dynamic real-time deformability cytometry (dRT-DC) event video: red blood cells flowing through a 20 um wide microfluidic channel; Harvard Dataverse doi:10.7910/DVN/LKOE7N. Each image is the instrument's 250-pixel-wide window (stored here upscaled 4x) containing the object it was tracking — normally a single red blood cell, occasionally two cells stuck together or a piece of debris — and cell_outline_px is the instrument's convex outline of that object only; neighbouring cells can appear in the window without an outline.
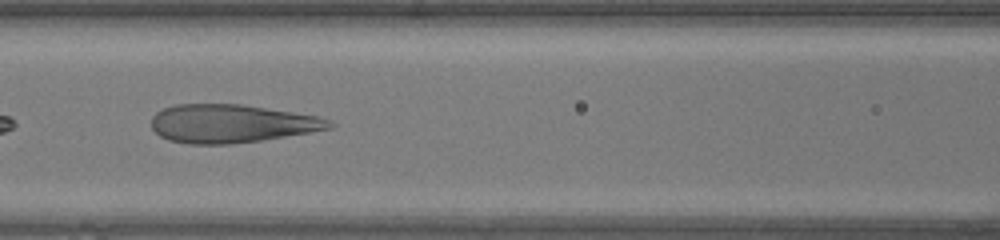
{"species": "human", "species_latin": "Homo sapiens", "temperature_condition": "warm", "stored_images_in_passage": 36, "camera_frame_rate_fps": 3000, "um_per_image_px": 0.085, "donor": {"sex": "female"}, "frame": {"image": 1, "passage_image": 11, "time_ms": 3.333, "image_size_px": [1000, 240], "cell_outline_px": [[336, 124], [332, 128], [260, 140], [232, 144], [188, 144], [168, 140], [160, 136], [152, 128], [152, 116], [156, 112], [164, 108], [176, 104], [240, 104], [320, 116], [332, 120]], "centroid_in_image_um": [19.67, 10.5], "position_along_channel_um": 146.9, "area_um2": 39.71}}
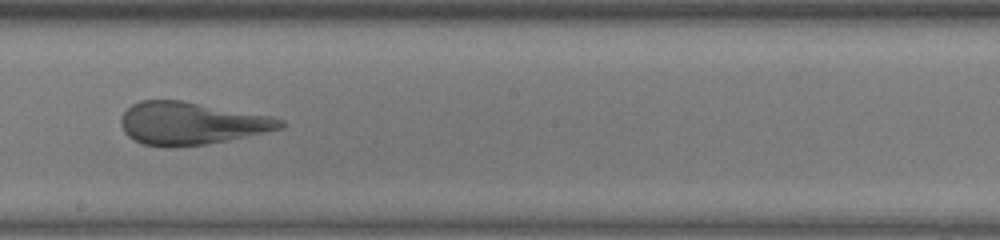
{"frame": {"image": 2, "passage_image": 17, "time_ms": 5.333, "image_size_px": [1000, 240], "cell_outline_px": [[284, 128], [228, 140], [204, 144], [176, 148], [168, 148], [144, 144], [128, 136], [124, 132], [120, 124], [120, 116], [132, 104], [140, 100], [180, 100], [272, 116], [284, 120]], "centroid_in_image_um": [16.23, 10.49], "position_along_channel_um": 232.0, "area_um2": 39.65}}
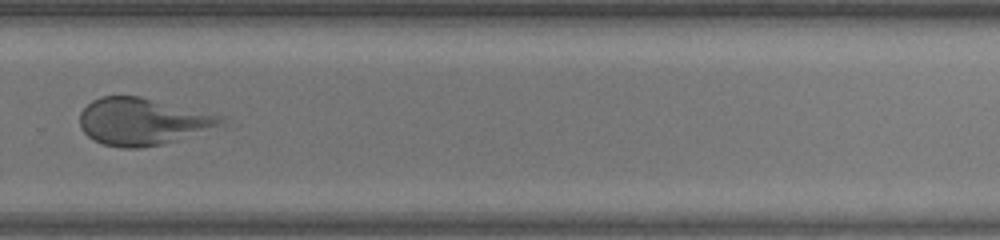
{"frame": {"image": 3, "passage_image": 23, "time_ms": 7.333, "image_size_px": [1000, 240], "cell_outline_px": [[224, 124], [176, 140], [160, 144], [140, 148], [120, 148], [104, 144], [92, 140], [80, 128], [80, 112], [92, 100], [100, 96], [140, 96], [224, 116]], "centroid_in_image_um": [12.07, 10.32], "position_along_channel_um": 317.7, "area_um2": 38.55}}